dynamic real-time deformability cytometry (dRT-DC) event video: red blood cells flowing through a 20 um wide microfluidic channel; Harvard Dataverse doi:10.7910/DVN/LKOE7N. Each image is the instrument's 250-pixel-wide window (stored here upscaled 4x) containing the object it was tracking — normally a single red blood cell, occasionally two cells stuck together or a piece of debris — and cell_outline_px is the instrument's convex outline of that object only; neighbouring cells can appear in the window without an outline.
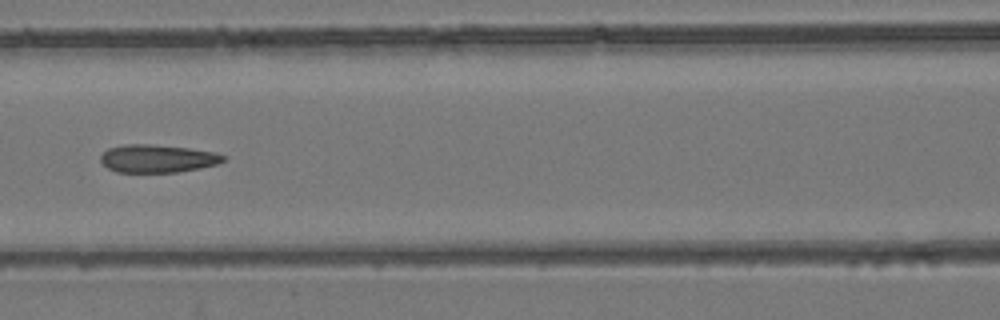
{"species": "common noctule bat (a hibernating species)", "species_latin": "Nyctalus noctula", "temperature_condition": "room temperature", "stored_images_in_passage": 6, "camera_frame_rate_fps": 3000, "um_per_image_px": 0.085, "animal": {"sex": "female", "body_mass_g": 24.6, "forearm_length_mm": 56.2}, "frame": {"image": 1, "passage_image": 6, "time_ms": 6.0, "image_size_px": [1000, 320], "cell_outline_px": [[228, 156], [224, 160], [216, 164], [200, 168], [176, 172], [116, 172], [108, 168], [100, 160], [100, 156], [108, 148], [124, 144], [152, 144], [188, 148], [216, 152]], "centroid_in_image_um": [13.39, 13.47], "position_along_channel_um": 153.2, "area_um2": 20.0}}